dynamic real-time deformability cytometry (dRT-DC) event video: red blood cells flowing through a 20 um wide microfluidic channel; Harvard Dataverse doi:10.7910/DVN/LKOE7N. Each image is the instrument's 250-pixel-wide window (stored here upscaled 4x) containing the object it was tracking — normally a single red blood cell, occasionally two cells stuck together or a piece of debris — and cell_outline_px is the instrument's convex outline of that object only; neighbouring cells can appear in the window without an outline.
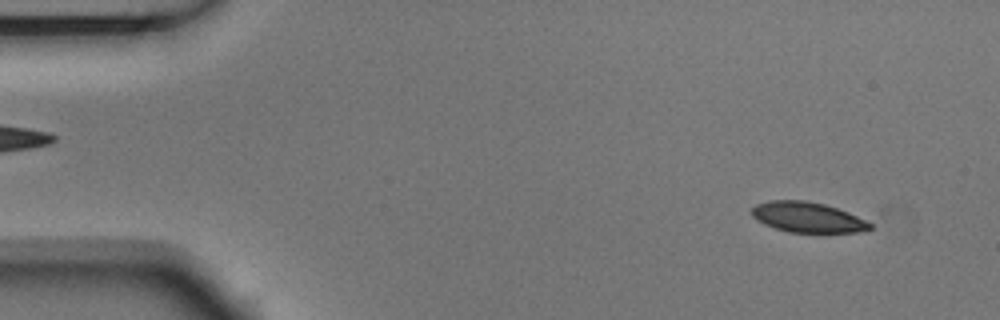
{"species": "Egyptian fruit bat (a non-hibernating species)", "species_latin": "Rousettus aegyptiacus", "temperature_condition": "room temperature", "stored_images_in_passage": 4, "camera_frame_rate_fps": 3000, "um_per_image_px": 0.085, "animal": {"sex": "male"}, "frame": {"image": 1, "passage_image": 1, "time_ms": 0.0, "image_size_px": [1000, 320], "cell_outline_px": [[872, 228], [868, 232], [788, 232], [764, 224], [756, 220], [752, 216], [752, 208], [756, 204], [768, 200], [804, 200], [824, 204], [848, 212], [872, 224]], "centroid_in_image_um": [68.64, 18.47], "position_along_channel_um": 16.4, "area_um2": 20.87}}
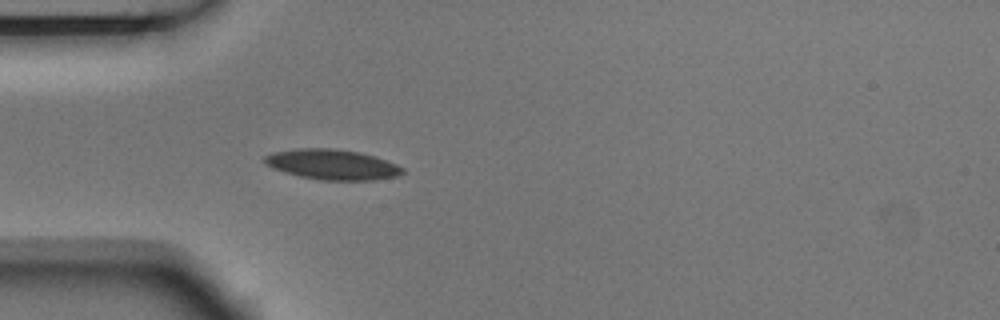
{"frame": {"image": 2, "passage_image": 4, "time_ms": 1.0, "image_size_px": [1000, 320], "cell_outline_px": [[404, 172], [396, 176], [372, 180], [320, 180], [300, 176], [284, 172], [272, 168], [264, 164], [264, 156], [272, 152], [296, 148], [336, 148], [360, 152], [376, 156], [396, 164], [404, 168]], "centroid_in_image_um": [28.21, 13.97], "position_along_channel_um": 56.8, "area_um2": 24.51}}